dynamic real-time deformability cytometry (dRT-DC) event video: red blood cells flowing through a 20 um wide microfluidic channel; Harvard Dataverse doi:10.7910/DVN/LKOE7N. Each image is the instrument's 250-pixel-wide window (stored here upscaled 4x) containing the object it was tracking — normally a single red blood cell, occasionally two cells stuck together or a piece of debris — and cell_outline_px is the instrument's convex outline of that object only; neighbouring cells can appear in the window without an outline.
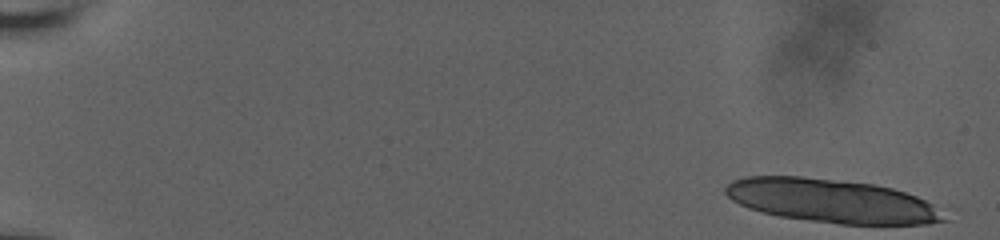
{"species": "human", "species_latin": "Homo sapiens", "temperature_condition": "room temperature", "stored_images_in_passage": 19, "camera_frame_rate_fps": 3000, "um_per_image_px": 0.085, "donor": {"sex": "male"}, "frame": {"image": 1, "passage_image": 1, "time_ms": 0.0, "image_size_px": [1000, 240], "cell_outline_px": [[952, 220], [928, 224], [840, 224], [780, 216], [748, 208], [732, 200], [724, 192], [724, 188], [732, 180], [744, 176], [800, 176], [872, 184], [892, 188], [916, 196], [932, 204], [952, 216]], "centroid_in_image_um": [70.76, 17.08], "position_along_channel_um": 14.2, "area_um2": 55.66}}